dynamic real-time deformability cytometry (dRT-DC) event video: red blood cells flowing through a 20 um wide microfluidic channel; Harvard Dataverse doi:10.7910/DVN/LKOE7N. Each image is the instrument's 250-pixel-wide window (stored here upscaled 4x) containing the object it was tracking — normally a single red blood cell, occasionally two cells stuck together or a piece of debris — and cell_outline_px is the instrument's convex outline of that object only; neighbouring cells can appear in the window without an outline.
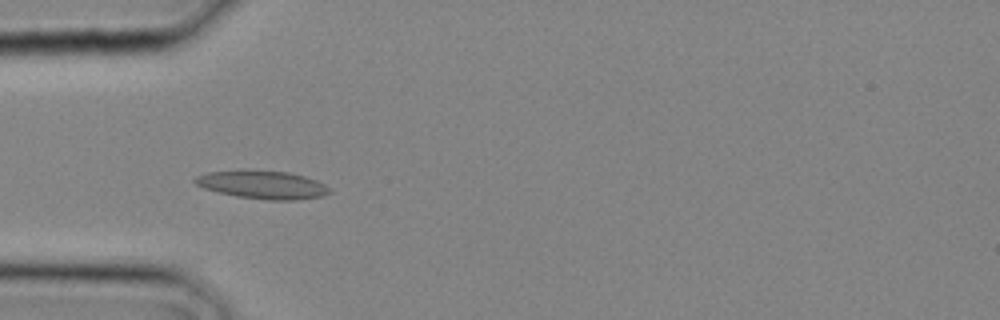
{"species": "common noctule bat (a hibernating species)", "species_latin": "Nyctalus noctula", "temperature_condition": "cold", "stored_images_in_passage": 27, "camera_frame_rate_fps": 3000, "um_per_image_px": 0.085, "animal": {"sex": "male", "body_mass_g": 20.4}, "frame": {"image": 1, "passage_image": 7, "time_ms": 2.0, "image_size_px": [1000, 320], "cell_outline_px": [[332, 192], [324, 196], [296, 200], [268, 200], [236, 196], [204, 188], [196, 184], [192, 180], [196, 176], [208, 172], [244, 168], [288, 172], [304, 176], [316, 180], [324, 184]], "centroid_in_image_um": [22.3, 15.68], "position_along_channel_um": 62.7, "area_um2": 22.48}}
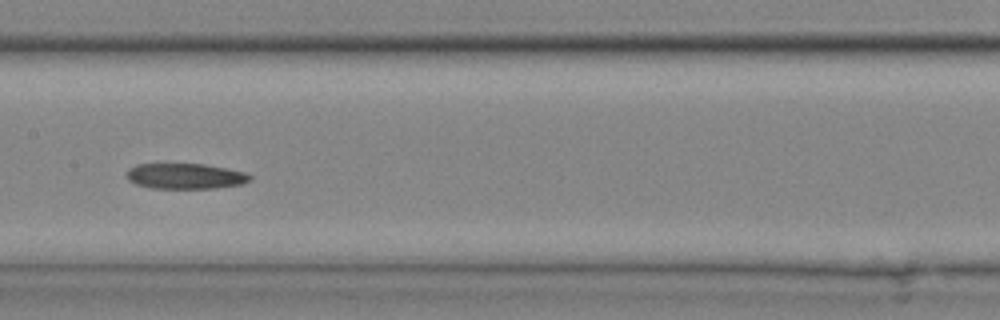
{"frame": {"image": 2, "passage_image": 13, "time_ms": 4.0, "image_size_px": [1000, 320], "cell_outline_px": [[252, 180], [240, 184], [212, 188], [152, 188], [136, 184], [128, 180], [128, 168], [136, 164], [204, 164], [228, 168], [244, 172], [252, 176]], "centroid_in_image_um": [15.76, 14.96], "position_along_channel_um": 191.6, "area_um2": 18.26}}
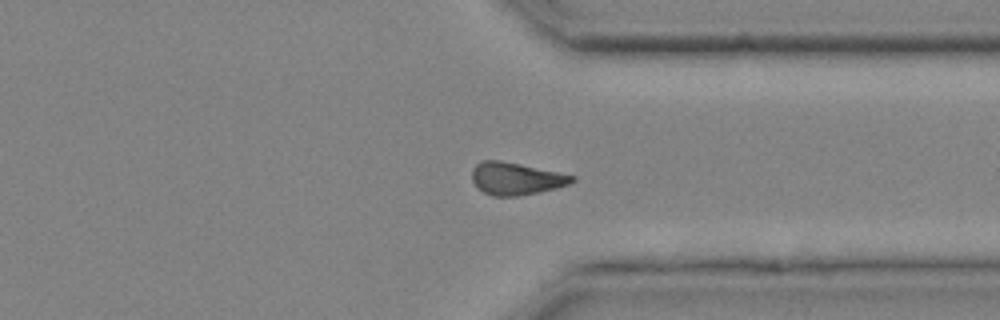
{"frame": {"image": 3, "passage_image": 21, "time_ms": 6.667, "image_size_px": [1000, 320], "cell_outline_px": [[576, 180], [572, 184], [540, 192], [516, 196], [492, 196], [484, 192], [472, 180], [472, 168], [480, 160], [500, 160], [560, 172], [576, 176]], "centroid_in_image_um": [43.9, 15.17], "position_along_channel_um": 367.5, "area_um2": 19.02}}